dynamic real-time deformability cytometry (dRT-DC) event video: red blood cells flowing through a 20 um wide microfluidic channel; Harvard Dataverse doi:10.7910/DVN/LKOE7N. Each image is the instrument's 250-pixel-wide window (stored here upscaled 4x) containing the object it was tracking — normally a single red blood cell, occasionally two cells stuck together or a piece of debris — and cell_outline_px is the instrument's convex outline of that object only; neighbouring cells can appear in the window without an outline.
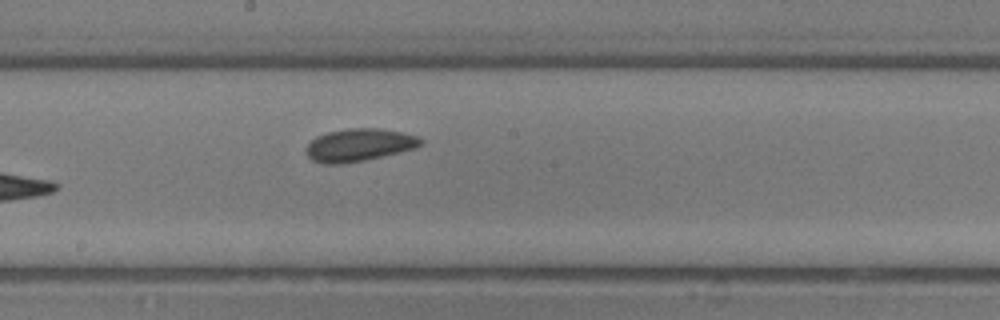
{"species": "common noctule bat (a hibernating species)", "species_latin": "Nyctalus noctula", "temperature_condition": "room temperature", "stored_images_in_passage": 15, "camera_frame_rate_fps": 3000, "um_per_image_px": 0.085, "animal": {"sex": "male", "body_mass_g": 13.3}, "frame": {"image": 1, "passage_image": 15, "time_ms": 4.667, "image_size_px": [1000, 320], "cell_outline_px": [[424, 144], [416, 148], [364, 160], [340, 164], [324, 164], [312, 160], [308, 156], [304, 148], [316, 136], [328, 132], [348, 128], [376, 128], [400, 132], [416, 136], [424, 140]], "centroid_in_image_um": [30.51, 12.32], "position_along_channel_um": 217.7, "area_um2": 21.73}}